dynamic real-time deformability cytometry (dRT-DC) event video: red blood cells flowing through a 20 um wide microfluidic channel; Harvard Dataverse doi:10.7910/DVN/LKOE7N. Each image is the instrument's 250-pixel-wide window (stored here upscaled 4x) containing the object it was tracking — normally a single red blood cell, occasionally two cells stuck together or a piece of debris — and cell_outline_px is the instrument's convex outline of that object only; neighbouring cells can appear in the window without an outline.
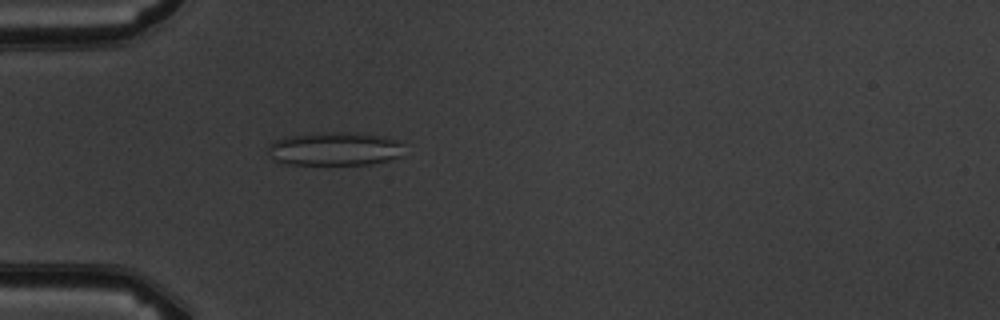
{"species": "common noctule bat (a hibernating species)", "species_latin": "Nyctalus noctula", "temperature_condition": "warm", "stored_images_in_passage": 2, "camera_frame_rate_fps": 3000, "um_per_image_px": 0.085, "animal": {"sex": "male", "body_mass_g": 19.5, "forearm_length_mm": 54.6}, "frame": {"image": 1, "passage_image": 2, "time_ms": 1.333, "image_size_px": [1000, 320], "cell_outline_px": [[404, 140], [400, 156], [388, 160], [372, 164], [288, 164], [272, 160], [268, 152], [268, 144], [272, 140], [288, 136], [312, 132], [356, 132]], "centroid_in_image_um": [28.43, 12.63], "position_along_channel_um": 56.6, "area_um2": 27.05}}